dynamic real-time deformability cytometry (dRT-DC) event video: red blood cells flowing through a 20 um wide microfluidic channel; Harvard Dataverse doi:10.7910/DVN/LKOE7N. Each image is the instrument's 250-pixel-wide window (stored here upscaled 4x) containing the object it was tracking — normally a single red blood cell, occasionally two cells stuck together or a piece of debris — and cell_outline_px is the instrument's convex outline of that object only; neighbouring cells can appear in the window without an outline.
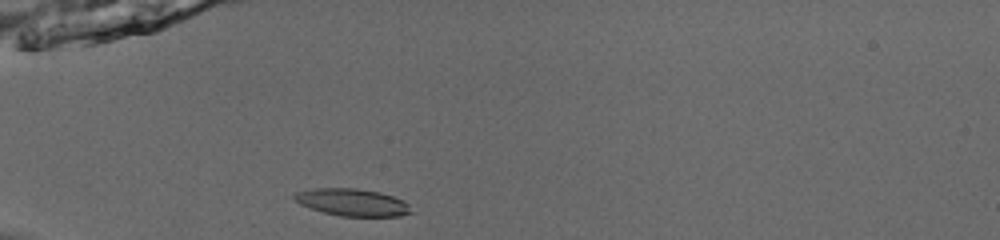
{"species": "common noctule bat (a hibernating species)", "species_latin": "Nyctalus noctula", "temperature_condition": "room temperature", "stored_images_in_passage": 37, "camera_frame_rate_fps": 3000, "um_per_image_px": 0.085, "animal": {"sex": "male", "body_mass_g": 13.0, "forearm_length_mm": 53.1}, "frame": {"image": 1, "passage_image": 1, "time_ms": 0.0, "image_size_px": [1000, 240], "cell_outline_px": [[416, 212], [400, 216], [340, 216], [324, 212], [300, 204], [292, 196], [296, 192], [312, 188], [356, 188], [380, 192], [404, 200]], "centroid_in_image_um": [30.0, 17.19], "position_along_channel_um": 55.0, "area_um2": 18.61}}
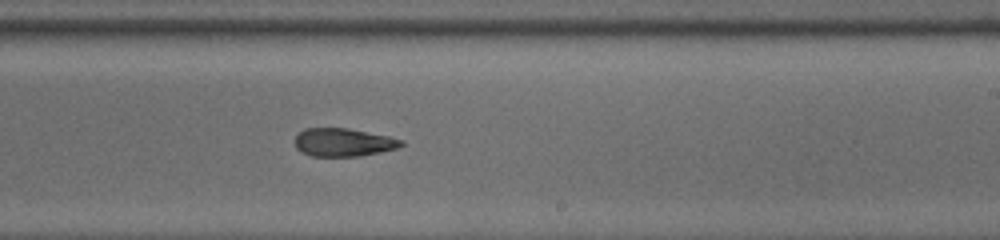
{"frame": {"image": 2, "passage_image": 18, "time_ms": 5.667, "image_size_px": [1000, 240], "cell_outline_px": [[404, 144], [396, 148], [380, 152], [360, 156], [312, 156], [300, 152], [296, 148], [296, 136], [304, 128], [348, 128], [388, 136], [404, 140]], "centroid_in_image_um": [29.18, 12.1], "position_along_channel_um": 259.8, "area_um2": 17.4}}
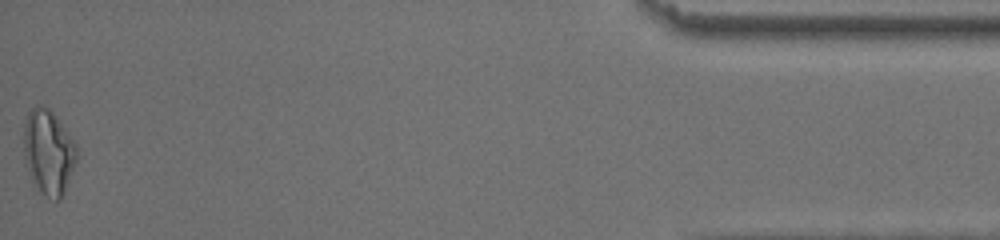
{"frame": {"image": 3, "passage_image": 37, "time_ms": 12.0, "image_size_px": [1000, 240], "cell_outline_px": [[76, 160], [64, 192], [60, 200], [56, 200], [48, 196], [32, 180], [24, 156], [24, 120], [28, 112], [36, 104], [48, 108], [56, 116], [76, 144]], "centroid_in_image_um": [4.11, 12.86], "position_along_channel_um": 431.1, "area_um2": 25.55}, "authors_computed_cell_mechanics": {"area_um2": 18.9584, "velocity_mm_per_s": 3.8777, "shape_relaxation_time_tau1_ms": null, "shape_relaxation_time_tau2_ms": 4.5728, "deformation_change_tau1": null, "deformation_change_tau2": 0.1127}}